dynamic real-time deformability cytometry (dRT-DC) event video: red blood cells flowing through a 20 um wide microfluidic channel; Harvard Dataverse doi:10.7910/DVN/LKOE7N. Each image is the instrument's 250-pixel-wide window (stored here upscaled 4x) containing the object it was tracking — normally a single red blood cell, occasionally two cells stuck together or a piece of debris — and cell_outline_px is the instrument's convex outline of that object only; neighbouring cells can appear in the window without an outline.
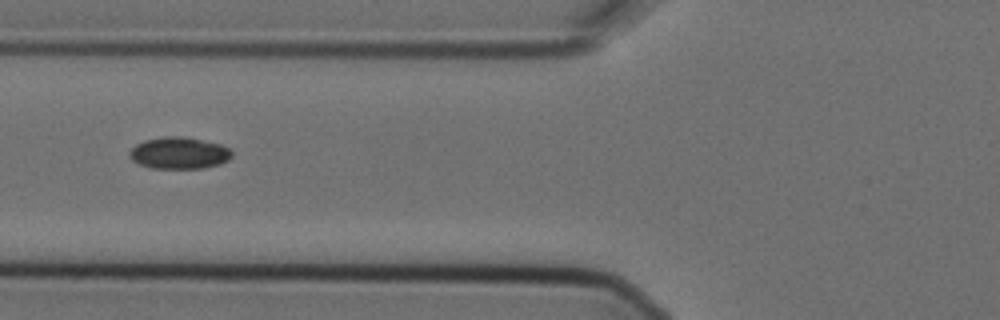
{"species": "Egyptian fruit bat (a non-hibernating species)", "species_latin": "Rousettus aegyptiacus", "temperature_condition": "cold", "stored_images_in_passage": 9, "camera_frame_rate_fps": 3000, "um_per_image_px": 0.085, "animal": {"sex": "female"}, "frame": {"image": 1, "passage_image": 7, "time_ms": 2.0, "image_size_px": [1000, 320], "cell_outline_px": [[232, 156], [228, 160], [220, 164], [204, 168], [152, 168], [140, 164], [132, 160], [128, 156], [128, 152], [136, 144], [144, 140], [164, 136], [184, 136], [220, 144], [228, 148], [232, 152]], "centroid_in_image_um": [15.21, 13.0], "position_along_channel_um": 110.6, "area_um2": 19.02}}
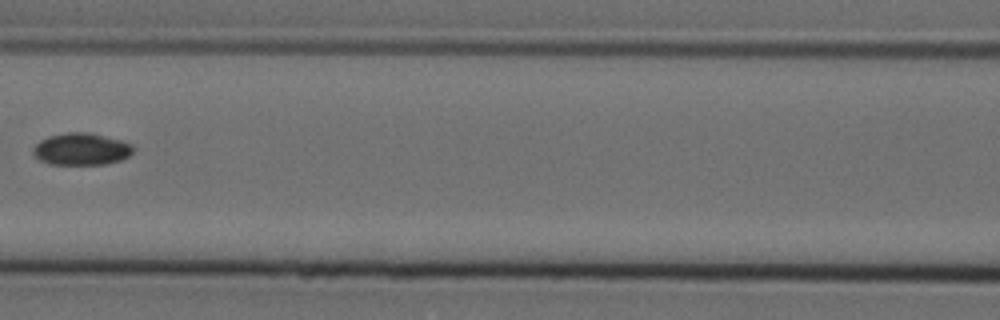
{"frame": {"image": 2, "passage_image": 8, "time_ms": 2.333, "image_size_px": [1000, 320], "cell_outline_px": [[136, 148], [128, 156], [120, 160], [104, 164], [48, 164], [40, 160], [32, 152], [32, 148], [40, 140], [48, 136], [64, 132], [92, 132], [120, 140], [132, 144]], "centroid_in_image_um": [6.91, 12.66], "position_along_channel_um": 159.7, "area_um2": 18.84}}
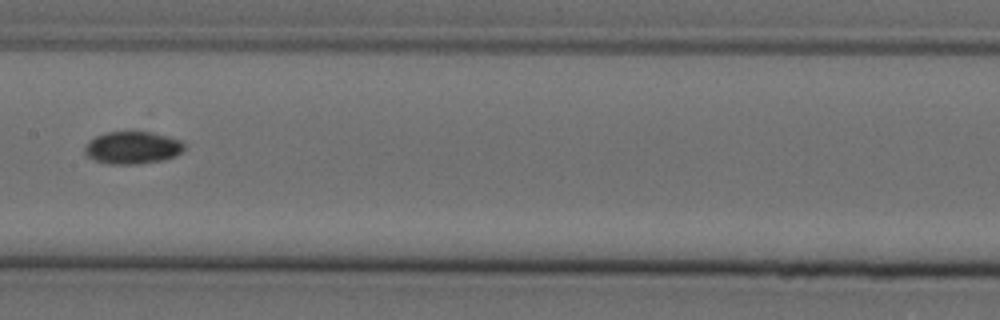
{"frame": {"image": 3, "passage_image": 9, "time_ms": 2.667, "image_size_px": [1000, 320], "cell_outline_px": [[184, 152], [176, 156], [164, 160], [136, 164], [108, 164], [96, 160], [88, 156], [84, 152], [84, 148], [88, 140], [96, 136], [108, 132], [152, 132], [168, 136], [180, 140], [184, 144]], "centroid_in_image_um": [11.28, 12.56], "position_along_channel_um": 196.1, "area_um2": 18.9}}